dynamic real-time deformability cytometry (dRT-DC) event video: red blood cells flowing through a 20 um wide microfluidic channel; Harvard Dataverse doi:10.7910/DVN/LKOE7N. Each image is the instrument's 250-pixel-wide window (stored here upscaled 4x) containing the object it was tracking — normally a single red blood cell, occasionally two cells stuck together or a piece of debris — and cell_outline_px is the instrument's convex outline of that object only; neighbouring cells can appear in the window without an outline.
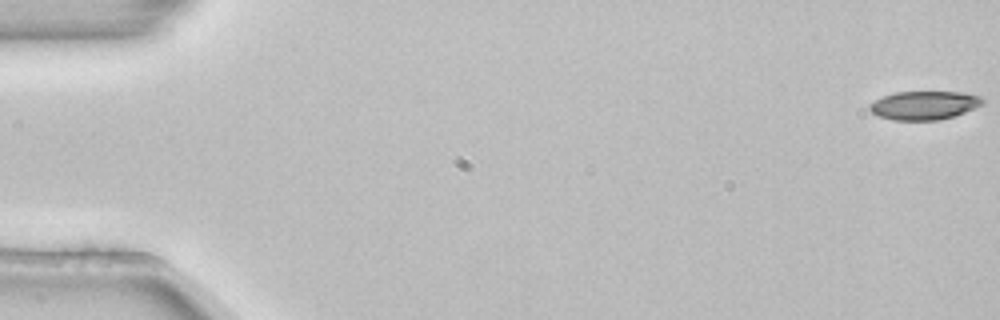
{"species": "common noctule bat (a hibernating species)", "species_latin": "Nyctalus noctula", "temperature_condition": "room temperature", "stored_images_in_passage": 5, "camera_frame_rate_fps": 3000, "um_per_image_px": 0.085, "animal": {"sex": "female", "body_mass_g": 22.7, "forearm_length_mm": 54.2}, "frame": {"image": 1, "passage_image": 1, "time_ms": 0.0, "image_size_px": [1000, 320], "cell_outline_px": [[984, 104], [964, 112], [940, 120], [892, 120], [876, 116], [868, 108], [868, 104], [884, 96], [896, 92], [964, 92], [980, 96], [984, 100]], "centroid_in_image_um": [78.54, 8.95], "position_along_channel_um": 6.5, "area_um2": 18.84}}
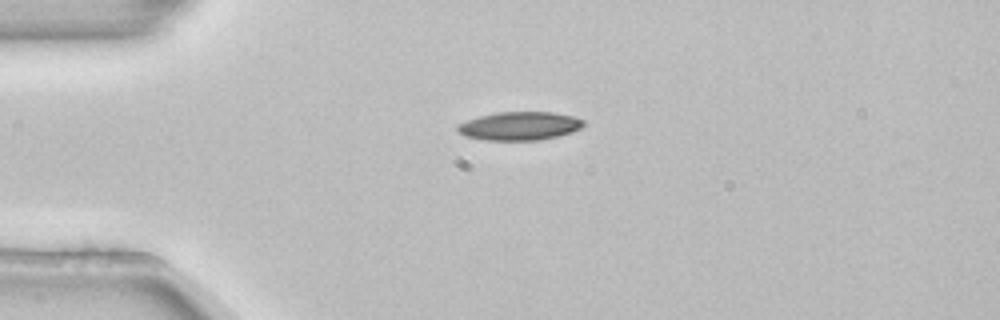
{"frame": {"image": 2, "passage_image": 4, "time_ms": 1.0, "image_size_px": [1000, 320], "cell_outline_px": [[584, 128], [560, 136], [540, 140], [484, 140], [464, 136], [456, 128], [456, 124], [480, 116], [496, 112], [552, 112], [572, 116], [584, 120]], "centroid_in_image_um": [44.19, 10.71], "position_along_channel_um": 40.8, "area_um2": 21.04}}